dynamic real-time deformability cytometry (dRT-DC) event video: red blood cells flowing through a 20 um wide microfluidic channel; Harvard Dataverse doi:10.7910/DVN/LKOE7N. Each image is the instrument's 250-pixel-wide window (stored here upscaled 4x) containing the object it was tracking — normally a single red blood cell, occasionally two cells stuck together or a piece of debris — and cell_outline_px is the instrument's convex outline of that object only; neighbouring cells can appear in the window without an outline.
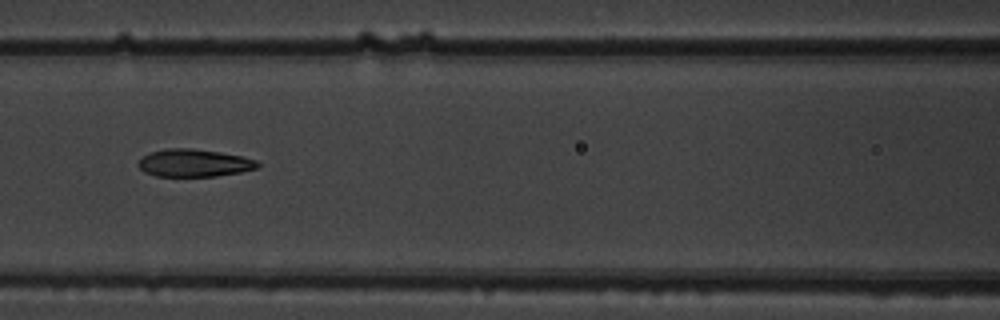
{"species": "common noctule bat (a hibernating species)", "species_latin": "Nyctalus noctula", "temperature_condition": "warm", "stored_images_in_passage": 9, "camera_frame_rate_fps": 3000, "um_per_image_px": 0.085, "animal": {"sex": "male", "body_mass_g": 19.5, "forearm_length_mm": 54.6}, "frame": {"image": 1, "passage_image": 7, "time_ms": 2.0, "image_size_px": [1000, 320], "cell_outline_px": [[260, 164], [256, 168], [240, 172], [216, 176], [156, 176], [144, 172], [136, 164], [144, 156], [152, 152], [168, 148], [192, 148], [220, 152], [240, 156], [256, 160]], "centroid_in_image_um": [16.48, 13.85], "position_along_channel_um": 150.1, "area_um2": 19.02}}
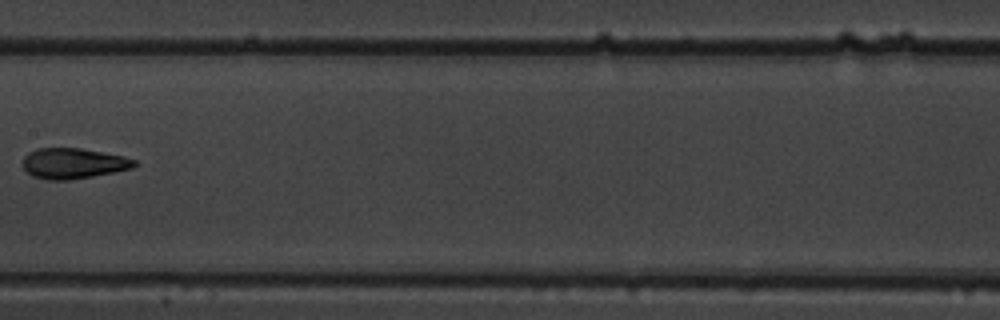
{"frame": {"image": 2, "passage_image": 8, "time_ms": 2.333, "image_size_px": [1000, 320], "cell_outline_px": [[136, 164], [132, 168], [92, 176], [68, 180], [48, 180], [32, 176], [24, 168], [24, 156], [28, 152], [36, 148], [80, 148], [124, 156], [136, 160]], "centroid_in_image_um": [6.21, 13.88], "position_along_channel_um": 201.2, "area_um2": 19.71}}
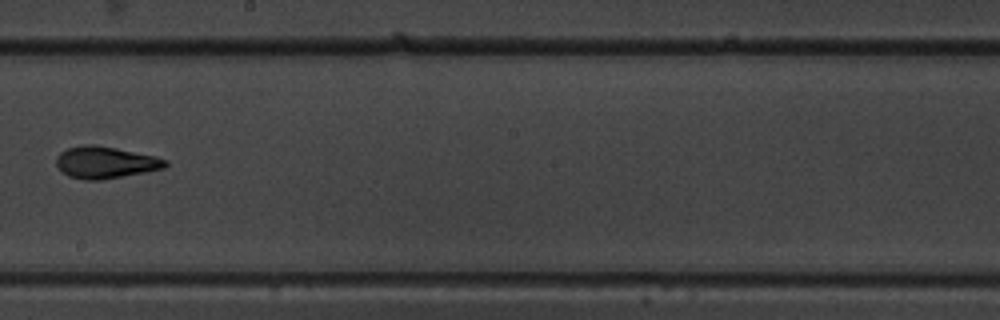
{"frame": {"image": 3, "passage_image": 9, "time_ms": 2.667, "image_size_px": [1000, 320], "cell_outline_px": [[168, 164], [164, 168], [144, 172], [100, 180], [84, 180], [68, 176], [60, 172], [56, 164], [56, 156], [60, 152], [68, 148], [84, 144], [92, 144], [116, 148], [156, 156], [168, 160]], "centroid_in_image_um": [8.92, 13.8], "position_along_channel_um": 239.3, "area_um2": 20.35}}